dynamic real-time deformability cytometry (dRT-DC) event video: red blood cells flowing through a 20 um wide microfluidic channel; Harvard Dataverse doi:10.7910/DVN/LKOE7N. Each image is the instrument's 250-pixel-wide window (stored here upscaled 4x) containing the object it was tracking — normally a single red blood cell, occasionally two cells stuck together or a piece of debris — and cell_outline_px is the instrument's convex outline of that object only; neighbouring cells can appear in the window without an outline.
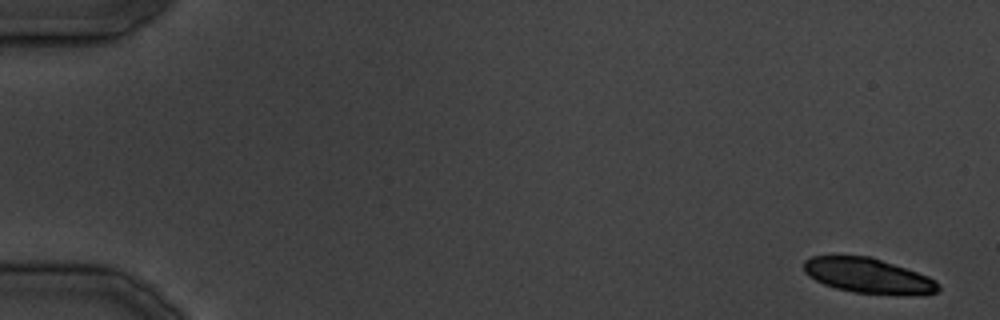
{"species": "common noctule bat (a hibernating species)", "species_latin": "Nyctalus noctula", "temperature_condition": "cold", "stored_images_in_passage": 29, "camera_frame_rate_fps": 3000, "um_per_image_px": 0.085, "animal": {"sex": "male", "body_mass_g": 19.5, "forearm_length_mm": 54.6}, "frame": {"image": 1, "passage_image": 1, "time_ms": 0.0, "image_size_px": [1000, 320], "cell_outline_px": [[940, 292], [912, 296], [904, 296], [856, 292], [836, 288], [824, 284], [808, 276], [804, 272], [804, 260], [812, 256], [872, 256], [928, 276], [936, 280], [940, 284]], "centroid_in_image_um": [73.86, 23.45], "position_along_channel_um": 11.1, "area_um2": 27.8}}